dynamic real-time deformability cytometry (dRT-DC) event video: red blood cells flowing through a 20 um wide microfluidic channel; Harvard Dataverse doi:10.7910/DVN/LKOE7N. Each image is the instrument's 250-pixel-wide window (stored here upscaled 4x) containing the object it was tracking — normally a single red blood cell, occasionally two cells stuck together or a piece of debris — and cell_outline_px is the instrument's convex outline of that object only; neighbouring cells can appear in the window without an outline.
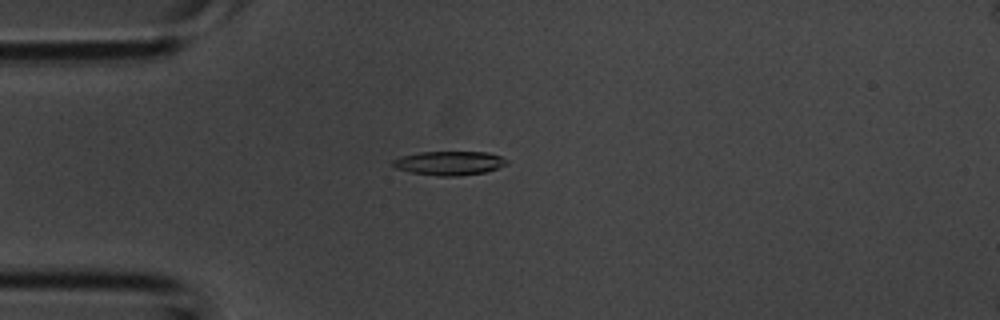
{"species": "common noctule bat (a hibernating species)", "species_latin": "Nyctalus noctula", "temperature_condition": "room temperature", "stored_images_in_passage": 3, "camera_frame_rate_fps": 3000, "um_per_image_px": 0.085, "animal": {"sex": "male", "body_mass_g": 20.1, "forearm_length_mm": 53.5}, "frame": {"image": 1, "passage_image": 2, "time_ms": 0.333, "image_size_px": [1000, 320], "cell_outline_px": [[508, 164], [484, 172], [456, 176], [436, 176], [412, 172], [396, 168], [392, 164], [392, 160], [400, 156], [420, 152], [488, 152], [500, 156], [508, 160]], "centroid_in_image_um": [38.18, 13.86], "position_along_channel_um": 46.8, "area_um2": 15.84}}